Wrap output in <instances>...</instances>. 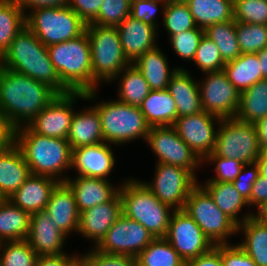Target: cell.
I'll use <instances>...</instances> for the list:
<instances>
[{
  "label": "cell",
  "instance_id": "cell-1",
  "mask_svg": "<svg viewBox=\"0 0 267 266\" xmlns=\"http://www.w3.org/2000/svg\"><path fill=\"white\" fill-rule=\"evenodd\" d=\"M57 95L47 84L0 66V112L14 129L27 125Z\"/></svg>",
  "mask_w": 267,
  "mask_h": 266
},
{
  "label": "cell",
  "instance_id": "cell-2",
  "mask_svg": "<svg viewBox=\"0 0 267 266\" xmlns=\"http://www.w3.org/2000/svg\"><path fill=\"white\" fill-rule=\"evenodd\" d=\"M15 145L33 175L65 182L71 172L72 149L67 139L34 133L27 125L15 129Z\"/></svg>",
  "mask_w": 267,
  "mask_h": 266
},
{
  "label": "cell",
  "instance_id": "cell-3",
  "mask_svg": "<svg viewBox=\"0 0 267 266\" xmlns=\"http://www.w3.org/2000/svg\"><path fill=\"white\" fill-rule=\"evenodd\" d=\"M0 66L45 83L58 94L69 93L50 60L47 46L27 26L14 37L0 58Z\"/></svg>",
  "mask_w": 267,
  "mask_h": 266
},
{
  "label": "cell",
  "instance_id": "cell-4",
  "mask_svg": "<svg viewBox=\"0 0 267 266\" xmlns=\"http://www.w3.org/2000/svg\"><path fill=\"white\" fill-rule=\"evenodd\" d=\"M99 90L85 93V101L95 102L93 106L97 109L101 120L104 142L119 147L140 139L146 142L151 126L147 123L140 107L131 106L115 98L106 101L103 98V101L97 102Z\"/></svg>",
  "mask_w": 267,
  "mask_h": 266
},
{
  "label": "cell",
  "instance_id": "cell-5",
  "mask_svg": "<svg viewBox=\"0 0 267 266\" xmlns=\"http://www.w3.org/2000/svg\"><path fill=\"white\" fill-rule=\"evenodd\" d=\"M120 182L123 214L138 221L155 238H164L174 209L160 202L141 179L131 176Z\"/></svg>",
  "mask_w": 267,
  "mask_h": 266
},
{
  "label": "cell",
  "instance_id": "cell-6",
  "mask_svg": "<svg viewBox=\"0 0 267 266\" xmlns=\"http://www.w3.org/2000/svg\"><path fill=\"white\" fill-rule=\"evenodd\" d=\"M50 60L69 92L92 91V64L89 37L85 31L77 38L47 46Z\"/></svg>",
  "mask_w": 267,
  "mask_h": 266
},
{
  "label": "cell",
  "instance_id": "cell-7",
  "mask_svg": "<svg viewBox=\"0 0 267 266\" xmlns=\"http://www.w3.org/2000/svg\"><path fill=\"white\" fill-rule=\"evenodd\" d=\"M92 64V91L110 83L131 63L126 58L115 26L86 25Z\"/></svg>",
  "mask_w": 267,
  "mask_h": 266
},
{
  "label": "cell",
  "instance_id": "cell-8",
  "mask_svg": "<svg viewBox=\"0 0 267 266\" xmlns=\"http://www.w3.org/2000/svg\"><path fill=\"white\" fill-rule=\"evenodd\" d=\"M25 22L44 46L77 38L87 25L69 6L32 10Z\"/></svg>",
  "mask_w": 267,
  "mask_h": 266
},
{
  "label": "cell",
  "instance_id": "cell-9",
  "mask_svg": "<svg viewBox=\"0 0 267 266\" xmlns=\"http://www.w3.org/2000/svg\"><path fill=\"white\" fill-rule=\"evenodd\" d=\"M183 210L214 245L231 244L238 225L223 213L209 193L198 183L190 192Z\"/></svg>",
  "mask_w": 267,
  "mask_h": 266
},
{
  "label": "cell",
  "instance_id": "cell-10",
  "mask_svg": "<svg viewBox=\"0 0 267 266\" xmlns=\"http://www.w3.org/2000/svg\"><path fill=\"white\" fill-rule=\"evenodd\" d=\"M213 153L219 157L240 160L244 164L256 162L262 151L255 125L236 118L222 119Z\"/></svg>",
  "mask_w": 267,
  "mask_h": 266
},
{
  "label": "cell",
  "instance_id": "cell-11",
  "mask_svg": "<svg viewBox=\"0 0 267 266\" xmlns=\"http://www.w3.org/2000/svg\"><path fill=\"white\" fill-rule=\"evenodd\" d=\"M154 169L153 179L142 183L160 202L174 210L183 209L191 190L201 181L179 166L155 163Z\"/></svg>",
  "mask_w": 267,
  "mask_h": 266
},
{
  "label": "cell",
  "instance_id": "cell-12",
  "mask_svg": "<svg viewBox=\"0 0 267 266\" xmlns=\"http://www.w3.org/2000/svg\"><path fill=\"white\" fill-rule=\"evenodd\" d=\"M146 144L156 156V163L179 166L198 177L197 171L202 169V161L172 126L151 127Z\"/></svg>",
  "mask_w": 267,
  "mask_h": 266
},
{
  "label": "cell",
  "instance_id": "cell-13",
  "mask_svg": "<svg viewBox=\"0 0 267 266\" xmlns=\"http://www.w3.org/2000/svg\"><path fill=\"white\" fill-rule=\"evenodd\" d=\"M78 100L85 101L86 94L83 92L58 94L27 126L39 135L67 139Z\"/></svg>",
  "mask_w": 267,
  "mask_h": 266
},
{
  "label": "cell",
  "instance_id": "cell-14",
  "mask_svg": "<svg viewBox=\"0 0 267 266\" xmlns=\"http://www.w3.org/2000/svg\"><path fill=\"white\" fill-rule=\"evenodd\" d=\"M202 76L198 84L203 111L221 119L235 118L240 93L224 71L203 73Z\"/></svg>",
  "mask_w": 267,
  "mask_h": 266
},
{
  "label": "cell",
  "instance_id": "cell-15",
  "mask_svg": "<svg viewBox=\"0 0 267 266\" xmlns=\"http://www.w3.org/2000/svg\"><path fill=\"white\" fill-rule=\"evenodd\" d=\"M154 239L142 224L122 214L94 249L107 254L136 257Z\"/></svg>",
  "mask_w": 267,
  "mask_h": 266
},
{
  "label": "cell",
  "instance_id": "cell-16",
  "mask_svg": "<svg viewBox=\"0 0 267 266\" xmlns=\"http://www.w3.org/2000/svg\"><path fill=\"white\" fill-rule=\"evenodd\" d=\"M186 262L209 252L215 245L183 210H174L164 237Z\"/></svg>",
  "mask_w": 267,
  "mask_h": 266
},
{
  "label": "cell",
  "instance_id": "cell-17",
  "mask_svg": "<svg viewBox=\"0 0 267 266\" xmlns=\"http://www.w3.org/2000/svg\"><path fill=\"white\" fill-rule=\"evenodd\" d=\"M221 118L206 111L178 117L172 127L203 162L213 153Z\"/></svg>",
  "mask_w": 267,
  "mask_h": 266
},
{
  "label": "cell",
  "instance_id": "cell-18",
  "mask_svg": "<svg viewBox=\"0 0 267 266\" xmlns=\"http://www.w3.org/2000/svg\"><path fill=\"white\" fill-rule=\"evenodd\" d=\"M112 146L115 145L101 142L73 149L71 171L75 170V175L83 177L110 180L109 176L115 171L113 169L116 164Z\"/></svg>",
  "mask_w": 267,
  "mask_h": 266
},
{
  "label": "cell",
  "instance_id": "cell-19",
  "mask_svg": "<svg viewBox=\"0 0 267 266\" xmlns=\"http://www.w3.org/2000/svg\"><path fill=\"white\" fill-rule=\"evenodd\" d=\"M122 214V200L118 192L110 201L80 213L77 236L93 242L91 248H95Z\"/></svg>",
  "mask_w": 267,
  "mask_h": 266
},
{
  "label": "cell",
  "instance_id": "cell-20",
  "mask_svg": "<svg viewBox=\"0 0 267 266\" xmlns=\"http://www.w3.org/2000/svg\"><path fill=\"white\" fill-rule=\"evenodd\" d=\"M68 238L69 237L54 224L50 215L45 210L31 214L29 234L26 241L37 253L38 257L67 253L63 248Z\"/></svg>",
  "mask_w": 267,
  "mask_h": 266
},
{
  "label": "cell",
  "instance_id": "cell-21",
  "mask_svg": "<svg viewBox=\"0 0 267 266\" xmlns=\"http://www.w3.org/2000/svg\"><path fill=\"white\" fill-rule=\"evenodd\" d=\"M117 29L123 52L130 63H134L147 50L159 44V31L131 15L123 20Z\"/></svg>",
  "mask_w": 267,
  "mask_h": 266
},
{
  "label": "cell",
  "instance_id": "cell-22",
  "mask_svg": "<svg viewBox=\"0 0 267 266\" xmlns=\"http://www.w3.org/2000/svg\"><path fill=\"white\" fill-rule=\"evenodd\" d=\"M45 211L64 234L77 235L80 212L73 191L65 182H59L53 189Z\"/></svg>",
  "mask_w": 267,
  "mask_h": 266
},
{
  "label": "cell",
  "instance_id": "cell-23",
  "mask_svg": "<svg viewBox=\"0 0 267 266\" xmlns=\"http://www.w3.org/2000/svg\"><path fill=\"white\" fill-rule=\"evenodd\" d=\"M65 183L72 189L79 212L110 201L118 192L119 185L110 180L72 175Z\"/></svg>",
  "mask_w": 267,
  "mask_h": 266
},
{
  "label": "cell",
  "instance_id": "cell-24",
  "mask_svg": "<svg viewBox=\"0 0 267 266\" xmlns=\"http://www.w3.org/2000/svg\"><path fill=\"white\" fill-rule=\"evenodd\" d=\"M58 183L51 177L31 174L8 199L31 215L46 209L50 195Z\"/></svg>",
  "mask_w": 267,
  "mask_h": 266
},
{
  "label": "cell",
  "instance_id": "cell-25",
  "mask_svg": "<svg viewBox=\"0 0 267 266\" xmlns=\"http://www.w3.org/2000/svg\"><path fill=\"white\" fill-rule=\"evenodd\" d=\"M191 73L186 68L178 69L167 86L176 103L178 117L203 111L198 80Z\"/></svg>",
  "mask_w": 267,
  "mask_h": 266
},
{
  "label": "cell",
  "instance_id": "cell-26",
  "mask_svg": "<svg viewBox=\"0 0 267 266\" xmlns=\"http://www.w3.org/2000/svg\"><path fill=\"white\" fill-rule=\"evenodd\" d=\"M76 110L72 117L67 140L71 149L96 145L104 142L101 120L97 109L91 104Z\"/></svg>",
  "mask_w": 267,
  "mask_h": 266
},
{
  "label": "cell",
  "instance_id": "cell-27",
  "mask_svg": "<svg viewBox=\"0 0 267 266\" xmlns=\"http://www.w3.org/2000/svg\"><path fill=\"white\" fill-rule=\"evenodd\" d=\"M157 45L147 50L134 63L135 67L143 74L151 90H165L172 75L178 69H185L180 65L170 68L166 53ZM180 66V67H179Z\"/></svg>",
  "mask_w": 267,
  "mask_h": 266
},
{
  "label": "cell",
  "instance_id": "cell-28",
  "mask_svg": "<svg viewBox=\"0 0 267 266\" xmlns=\"http://www.w3.org/2000/svg\"><path fill=\"white\" fill-rule=\"evenodd\" d=\"M240 234L242 237L237 244L257 266H267V221L254 214L238 225L237 235Z\"/></svg>",
  "mask_w": 267,
  "mask_h": 266
},
{
  "label": "cell",
  "instance_id": "cell-29",
  "mask_svg": "<svg viewBox=\"0 0 267 266\" xmlns=\"http://www.w3.org/2000/svg\"><path fill=\"white\" fill-rule=\"evenodd\" d=\"M199 184L209 193L216 206L237 225L242 224L255 214L249 211L247 201L243 199L232 183L201 182ZM244 208L245 210L248 209L247 213L242 211Z\"/></svg>",
  "mask_w": 267,
  "mask_h": 266
},
{
  "label": "cell",
  "instance_id": "cell-30",
  "mask_svg": "<svg viewBox=\"0 0 267 266\" xmlns=\"http://www.w3.org/2000/svg\"><path fill=\"white\" fill-rule=\"evenodd\" d=\"M31 175L21 150L14 144L0 155V193L8 199Z\"/></svg>",
  "mask_w": 267,
  "mask_h": 266
},
{
  "label": "cell",
  "instance_id": "cell-31",
  "mask_svg": "<svg viewBox=\"0 0 267 266\" xmlns=\"http://www.w3.org/2000/svg\"><path fill=\"white\" fill-rule=\"evenodd\" d=\"M140 110L151 127L172 126L178 118L176 103L167 89L151 90Z\"/></svg>",
  "mask_w": 267,
  "mask_h": 266
},
{
  "label": "cell",
  "instance_id": "cell-32",
  "mask_svg": "<svg viewBox=\"0 0 267 266\" xmlns=\"http://www.w3.org/2000/svg\"><path fill=\"white\" fill-rule=\"evenodd\" d=\"M190 9L197 27L234 20V2L231 0H184Z\"/></svg>",
  "mask_w": 267,
  "mask_h": 266
},
{
  "label": "cell",
  "instance_id": "cell-33",
  "mask_svg": "<svg viewBox=\"0 0 267 266\" xmlns=\"http://www.w3.org/2000/svg\"><path fill=\"white\" fill-rule=\"evenodd\" d=\"M114 82H119L116 99L131 106L140 107L151 91L143 74L132 63L125 67L109 84Z\"/></svg>",
  "mask_w": 267,
  "mask_h": 266
},
{
  "label": "cell",
  "instance_id": "cell-34",
  "mask_svg": "<svg viewBox=\"0 0 267 266\" xmlns=\"http://www.w3.org/2000/svg\"><path fill=\"white\" fill-rule=\"evenodd\" d=\"M31 215L9 199L0 204V242L26 240Z\"/></svg>",
  "mask_w": 267,
  "mask_h": 266
},
{
  "label": "cell",
  "instance_id": "cell-35",
  "mask_svg": "<svg viewBox=\"0 0 267 266\" xmlns=\"http://www.w3.org/2000/svg\"><path fill=\"white\" fill-rule=\"evenodd\" d=\"M223 71L239 93L263 79L257 54H241L226 62Z\"/></svg>",
  "mask_w": 267,
  "mask_h": 266
},
{
  "label": "cell",
  "instance_id": "cell-36",
  "mask_svg": "<svg viewBox=\"0 0 267 266\" xmlns=\"http://www.w3.org/2000/svg\"><path fill=\"white\" fill-rule=\"evenodd\" d=\"M267 115V79H261L240 93L236 119L254 124Z\"/></svg>",
  "mask_w": 267,
  "mask_h": 266
},
{
  "label": "cell",
  "instance_id": "cell-37",
  "mask_svg": "<svg viewBox=\"0 0 267 266\" xmlns=\"http://www.w3.org/2000/svg\"><path fill=\"white\" fill-rule=\"evenodd\" d=\"M25 26V14L15 0H0V58Z\"/></svg>",
  "mask_w": 267,
  "mask_h": 266
},
{
  "label": "cell",
  "instance_id": "cell-38",
  "mask_svg": "<svg viewBox=\"0 0 267 266\" xmlns=\"http://www.w3.org/2000/svg\"><path fill=\"white\" fill-rule=\"evenodd\" d=\"M204 33L217 45L225 63L235 60L241 55L235 20L210 25L204 30Z\"/></svg>",
  "mask_w": 267,
  "mask_h": 266
},
{
  "label": "cell",
  "instance_id": "cell-39",
  "mask_svg": "<svg viewBox=\"0 0 267 266\" xmlns=\"http://www.w3.org/2000/svg\"><path fill=\"white\" fill-rule=\"evenodd\" d=\"M136 259L137 266H185V261L165 238H155Z\"/></svg>",
  "mask_w": 267,
  "mask_h": 266
},
{
  "label": "cell",
  "instance_id": "cell-40",
  "mask_svg": "<svg viewBox=\"0 0 267 266\" xmlns=\"http://www.w3.org/2000/svg\"><path fill=\"white\" fill-rule=\"evenodd\" d=\"M161 21L168 38L196 27L189 6L184 0H168Z\"/></svg>",
  "mask_w": 267,
  "mask_h": 266
},
{
  "label": "cell",
  "instance_id": "cell-41",
  "mask_svg": "<svg viewBox=\"0 0 267 266\" xmlns=\"http://www.w3.org/2000/svg\"><path fill=\"white\" fill-rule=\"evenodd\" d=\"M37 258L26 240L0 242L1 266H35Z\"/></svg>",
  "mask_w": 267,
  "mask_h": 266
},
{
  "label": "cell",
  "instance_id": "cell-42",
  "mask_svg": "<svg viewBox=\"0 0 267 266\" xmlns=\"http://www.w3.org/2000/svg\"><path fill=\"white\" fill-rule=\"evenodd\" d=\"M241 54H257L267 47V25L236 22Z\"/></svg>",
  "mask_w": 267,
  "mask_h": 266
},
{
  "label": "cell",
  "instance_id": "cell-43",
  "mask_svg": "<svg viewBox=\"0 0 267 266\" xmlns=\"http://www.w3.org/2000/svg\"><path fill=\"white\" fill-rule=\"evenodd\" d=\"M192 62L196 66V70L199 69L202 74L221 71L225 65L217 45L205 34L199 43Z\"/></svg>",
  "mask_w": 267,
  "mask_h": 266
},
{
  "label": "cell",
  "instance_id": "cell-44",
  "mask_svg": "<svg viewBox=\"0 0 267 266\" xmlns=\"http://www.w3.org/2000/svg\"><path fill=\"white\" fill-rule=\"evenodd\" d=\"M204 29L195 27L193 29L183 31L173 35L171 38H168L170 42L171 49L173 52L180 58L192 63L196 50L199 46V43L204 35Z\"/></svg>",
  "mask_w": 267,
  "mask_h": 266
},
{
  "label": "cell",
  "instance_id": "cell-45",
  "mask_svg": "<svg viewBox=\"0 0 267 266\" xmlns=\"http://www.w3.org/2000/svg\"><path fill=\"white\" fill-rule=\"evenodd\" d=\"M130 13V0H103L98 16L91 23L117 27Z\"/></svg>",
  "mask_w": 267,
  "mask_h": 266
},
{
  "label": "cell",
  "instance_id": "cell-46",
  "mask_svg": "<svg viewBox=\"0 0 267 266\" xmlns=\"http://www.w3.org/2000/svg\"><path fill=\"white\" fill-rule=\"evenodd\" d=\"M234 20L267 25V0H235Z\"/></svg>",
  "mask_w": 267,
  "mask_h": 266
},
{
  "label": "cell",
  "instance_id": "cell-47",
  "mask_svg": "<svg viewBox=\"0 0 267 266\" xmlns=\"http://www.w3.org/2000/svg\"><path fill=\"white\" fill-rule=\"evenodd\" d=\"M206 165L214 166L213 177H207L202 182H229L233 183L239 175L244 163L240 160L219 157L211 153L203 162Z\"/></svg>",
  "mask_w": 267,
  "mask_h": 266
},
{
  "label": "cell",
  "instance_id": "cell-48",
  "mask_svg": "<svg viewBox=\"0 0 267 266\" xmlns=\"http://www.w3.org/2000/svg\"><path fill=\"white\" fill-rule=\"evenodd\" d=\"M79 258L85 266H137V259L130 255L107 254L89 247Z\"/></svg>",
  "mask_w": 267,
  "mask_h": 266
},
{
  "label": "cell",
  "instance_id": "cell-49",
  "mask_svg": "<svg viewBox=\"0 0 267 266\" xmlns=\"http://www.w3.org/2000/svg\"><path fill=\"white\" fill-rule=\"evenodd\" d=\"M167 1L168 0H142L131 2L130 15L137 20H142L144 23L155 27L159 31V25H161V23L157 21L156 15L160 11V15H163ZM160 7L161 9H159Z\"/></svg>",
  "mask_w": 267,
  "mask_h": 266
},
{
  "label": "cell",
  "instance_id": "cell-50",
  "mask_svg": "<svg viewBox=\"0 0 267 266\" xmlns=\"http://www.w3.org/2000/svg\"><path fill=\"white\" fill-rule=\"evenodd\" d=\"M259 177V167L256 162L244 164L239 175L232 183L239 194L247 202L250 200L253 184Z\"/></svg>",
  "mask_w": 267,
  "mask_h": 266
},
{
  "label": "cell",
  "instance_id": "cell-51",
  "mask_svg": "<svg viewBox=\"0 0 267 266\" xmlns=\"http://www.w3.org/2000/svg\"><path fill=\"white\" fill-rule=\"evenodd\" d=\"M223 266H257L245 251L237 244H220Z\"/></svg>",
  "mask_w": 267,
  "mask_h": 266
},
{
  "label": "cell",
  "instance_id": "cell-52",
  "mask_svg": "<svg viewBox=\"0 0 267 266\" xmlns=\"http://www.w3.org/2000/svg\"><path fill=\"white\" fill-rule=\"evenodd\" d=\"M103 0H70L68 6L86 23H91L99 13Z\"/></svg>",
  "mask_w": 267,
  "mask_h": 266
},
{
  "label": "cell",
  "instance_id": "cell-53",
  "mask_svg": "<svg viewBox=\"0 0 267 266\" xmlns=\"http://www.w3.org/2000/svg\"><path fill=\"white\" fill-rule=\"evenodd\" d=\"M247 203L255 214H259L267 206V180L260 175L253 184L250 200Z\"/></svg>",
  "mask_w": 267,
  "mask_h": 266
},
{
  "label": "cell",
  "instance_id": "cell-54",
  "mask_svg": "<svg viewBox=\"0 0 267 266\" xmlns=\"http://www.w3.org/2000/svg\"><path fill=\"white\" fill-rule=\"evenodd\" d=\"M69 1L70 0H15L25 15L38 8L66 7Z\"/></svg>",
  "mask_w": 267,
  "mask_h": 266
},
{
  "label": "cell",
  "instance_id": "cell-55",
  "mask_svg": "<svg viewBox=\"0 0 267 266\" xmlns=\"http://www.w3.org/2000/svg\"><path fill=\"white\" fill-rule=\"evenodd\" d=\"M185 266H223L220 244L215 245L209 252L186 261Z\"/></svg>",
  "mask_w": 267,
  "mask_h": 266
},
{
  "label": "cell",
  "instance_id": "cell-56",
  "mask_svg": "<svg viewBox=\"0 0 267 266\" xmlns=\"http://www.w3.org/2000/svg\"><path fill=\"white\" fill-rule=\"evenodd\" d=\"M78 258V252H75V254L70 252L62 255L40 256L37 258L35 266H71Z\"/></svg>",
  "mask_w": 267,
  "mask_h": 266
},
{
  "label": "cell",
  "instance_id": "cell-57",
  "mask_svg": "<svg viewBox=\"0 0 267 266\" xmlns=\"http://www.w3.org/2000/svg\"><path fill=\"white\" fill-rule=\"evenodd\" d=\"M15 144V129L10 126L0 112V155Z\"/></svg>",
  "mask_w": 267,
  "mask_h": 266
},
{
  "label": "cell",
  "instance_id": "cell-58",
  "mask_svg": "<svg viewBox=\"0 0 267 266\" xmlns=\"http://www.w3.org/2000/svg\"><path fill=\"white\" fill-rule=\"evenodd\" d=\"M259 147L261 151L267 148V115L257 120L255 123Z\"/></svg>",
  "mask_w": 267,
  "mask_h": 266
},
{
  "label": "cell",
  "instance_id": "cell-59",
  "mask_svg": "<svg viewBox=\"0 0 267 266\" xmlns=\"http://www.w3.org/2000/svg\"><path fill=\"white\" fill-rule=\"evenodd\" d=\"M263 79H267V47L257 53Z\"/></svg>",
  "mask_w": 267,
  "mask_h": 266
},
{
  "label": "cell",
  "instance_id": "cell-60",
  "mask_svg": "<svg viewBox=\"0 0 267 266\" xmlns=\"http://www.w3.org/2000/svg\"><path fill=\"white\" fill-rule=\"evenodd\" d=\"M256 163L259 167V175L267 180V156L262 152Z\"/></svg>",
  "mask_w": 267,
  "mask_h": 266
},
{
  "label": "cell",
  "instance_id": "cell-61",
  "mask_svg": "<svg viewBox=\"0 0 267 266\" xmlns=\"http://www.w3.org/2000/svg\"><path fill=\"white\" fill-rule=\"evenodd\" d=\"M259 215L267 221V206L259 213Z\"/></svg>",
  "mask_w": 267,
  "mask_h": 266
},
{
  "label": "cell",
  "instance_id": "cell-62",
  "mask_svg": "<svg viewBox=\"0 0 267 266\" xmlns=\"http://www.w3.org/2000/svg\"><path fill=\"white\" fill-rule=\"evenodd\" d=\"M71 266H85L80 258H78Z\"/></svg>",
  "mask_w": 267,
  "mask_h": 266
},
{
  "label": "cell",
  "instance_id": "cell-63",
  "mask_svg": "<svg viewBox=\"0 0 267 266\" xmlns=\"http://www.w3.org/2000/svg\"><path fill=\"white\" fill-rule=\"evenodd\" d=\"M5 200V197L0 193V204Z\"/></svg>",
  "mask_w": 267,
  "mask_h": 266
},
{
  "label": "cell",
  "instance_id": "cell-64",
  "mask_svg": "<svg viewBox=\"0 0 267 266\" xmlns=\"http://www.w3.org/2000/svg\"><path fill=\"white\" fill-rule=\"evenodd\" d=\"M267 156V148L262 151Z\"/></svg>",
  "mask_w": 267,
  "mask_h": 266
},
{
  "label": "cell",
  "instance_id": "cell-65",
  "mask_svg": "<svg viewBox=\"0 0 267 266\" xmlns=\"http://www.w3.org/2000/svg\"><path fill=\"white\" fill-rule=\"evenodd\" d=\"M131 2H136V1H142V0H130Z\"/></svg>",
  "mask_w": 267,
  "mask_h": 266
}]
</instances>
